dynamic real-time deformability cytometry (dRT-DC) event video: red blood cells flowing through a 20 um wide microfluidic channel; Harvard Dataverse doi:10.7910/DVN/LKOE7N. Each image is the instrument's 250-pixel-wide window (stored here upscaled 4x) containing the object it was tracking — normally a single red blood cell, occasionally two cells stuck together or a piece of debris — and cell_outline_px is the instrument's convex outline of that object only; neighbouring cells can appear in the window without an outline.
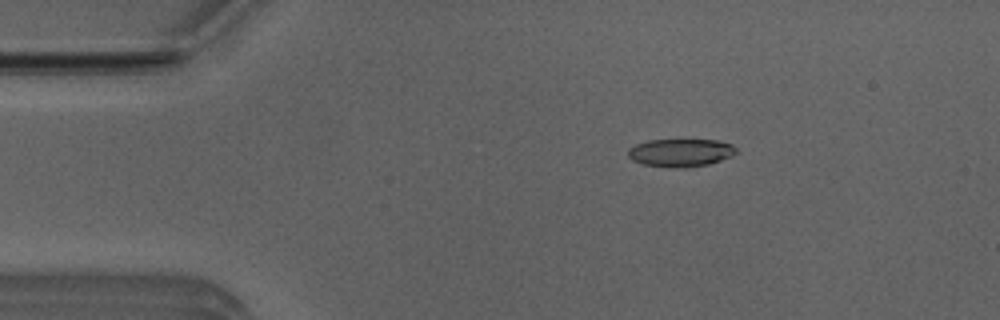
{"species": "Egyptian fruit bat (a non-hibernating species)", "species_latin": "Rousettus aegyptiacus", "temperature_condition": "room temperature", "stored_images_in_passage": 7, "camera_frame_rate_fps": 3000, "um_per_image_px": 0.085, "animal": {"sex": "male"}, "frame": {"image": 1, "passage_image": 3, "time_ms": 0.667, "image_size_px": [1000, 320], "cell_outline_px": [[736, 152], [732, 156], [708, 164], [684, 168], [680, 168], [644, 164], [632, 160], [628, 156], [628, 148], [636, 144], [648, 140], [720, 140], [732, 144], [736, 148]], "centroid_in_image_um": [57.86, 12.97], "position_along_channel_um": 27.1, "area_um2": 17.51}}